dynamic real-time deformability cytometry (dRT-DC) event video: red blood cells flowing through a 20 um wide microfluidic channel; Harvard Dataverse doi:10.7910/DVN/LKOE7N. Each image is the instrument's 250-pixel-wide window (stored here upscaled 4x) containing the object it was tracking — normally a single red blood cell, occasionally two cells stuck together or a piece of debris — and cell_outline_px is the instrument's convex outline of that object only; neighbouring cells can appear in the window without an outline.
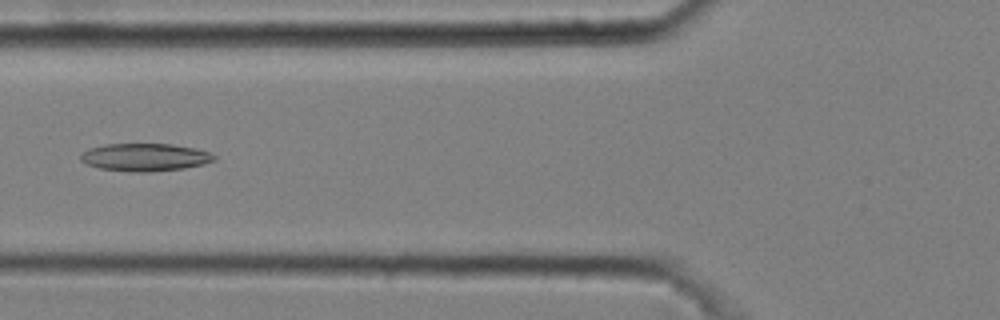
{"species": "common noctule bat (a hibernating species)", "species_latin": "Nyctalus noctula", "temperature_condition": "cold", "stored_images_in_passage": 10, "camera_frame_rate_fps": 3000, "um_per_image_px": 0.085, "animal": {"sex": "male", "body_mass_g": 20.4}, "frame": {"image": 1, "passage_image": 5, "time_ms": 1.333, "image_size_px": [1000, 320], "cell_outline_px": [[216, 160], [204, 164], [184, 168], [152, 172], [128, 172], [100, 168], [88, 164], [80, 160], [80, 156], [88, 148], [104, 144], [172, 144], [196, 148], [208, 152], [216, 156]], "centroid_in_image_um": [12.34, 13.37], "position_along_channel_um": 113.5, "area_um2": 21.68}}
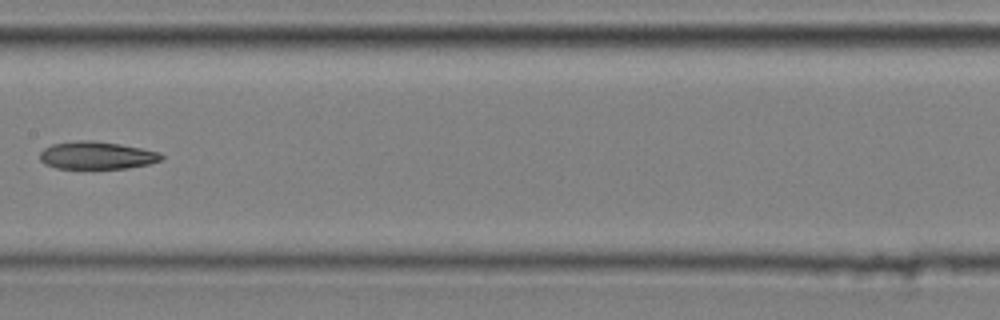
{"frame": {"image": 2, "passage_image": 7, "time_ms": 2.0, "image_size_px": [1000, 320], "cell_outline_px": [[164, 156], [160, 160], [148, 164], [128, 168], [56, 168], [44, 164], [40, 160], [40, 152], [44, 148], [52, 144], [80, 140], [88, 140], [120, 144], [160, 152]], "centroid_in_image_um": [8.2, 13.21], "position_along_channel_um": 199.2, "area_um2": 19.42}}
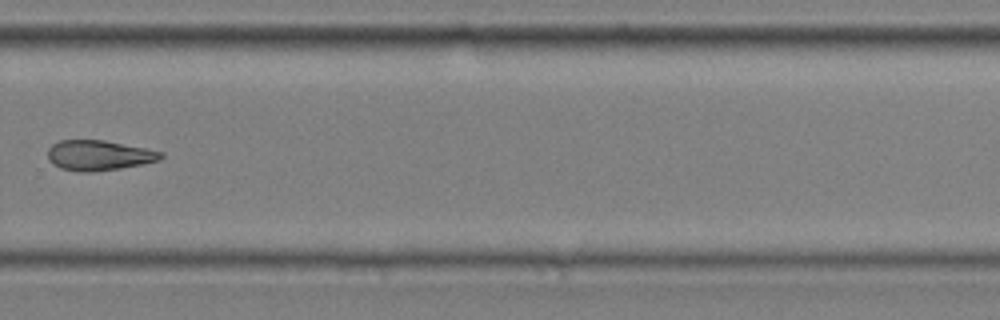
{"frame": {"image": 3, "passage_image": 10, "time_ms": 3.0, "image_size_px": [1000, 320], "cell_outline_px": [[164, 156], [160, 160], [144, 164], [120, 168], [92, 172], [80, 172], [60, 168], [52, 164], [48, 160], [48, 148], [52, 144], [60, 140], [104, 140], [164, 152]], "centroid_in_image_um": [8.39, 13.21], "position_along_channel_um": 321.4, "area_um2": 20.0}}